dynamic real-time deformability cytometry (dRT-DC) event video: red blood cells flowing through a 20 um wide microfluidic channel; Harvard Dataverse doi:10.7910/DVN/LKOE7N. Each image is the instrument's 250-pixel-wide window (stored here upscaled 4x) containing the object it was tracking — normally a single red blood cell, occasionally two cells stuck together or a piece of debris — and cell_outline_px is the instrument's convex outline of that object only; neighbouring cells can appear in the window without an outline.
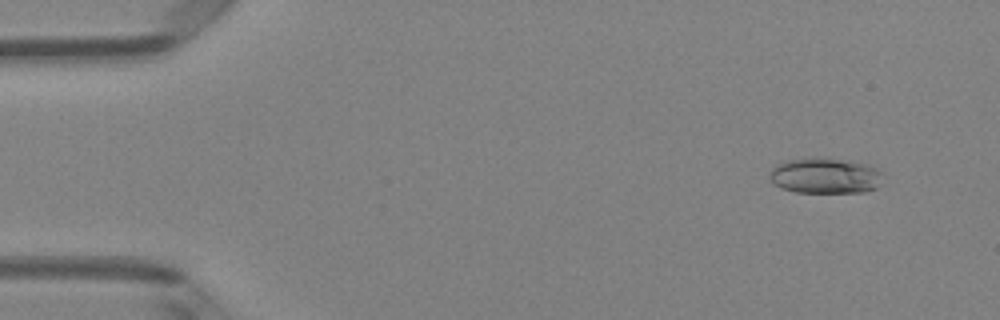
{"species": "Egyptian fruit bat (a non-hibernating species)", "species_latin": "Rousettus aegyptiacus", "temperature_condition": "room temperature", "stored_images_in_passage": 50, "camera_frame_rate_fps": 3000, "um_per_image_px": 0.085, "animal": {"sex": "female"}, "frame": {"image": 1, "passage_image": 4, "time_ms": 1.0, "image_size_px": [1000, 320], "cell_outline_px": [[884, 172], [880, 184], [876, 188], [864, 192], [796, 192], [780, 188], [768, 176], [772, 168], [788, 160], [808, 156], [816, 156], [852, 160], [868, 164], [880, 168]], "centroid_in_image_um": [70.2, 14.9], "position_along_channel_um": 14.8, "area_um2": 24.16}}
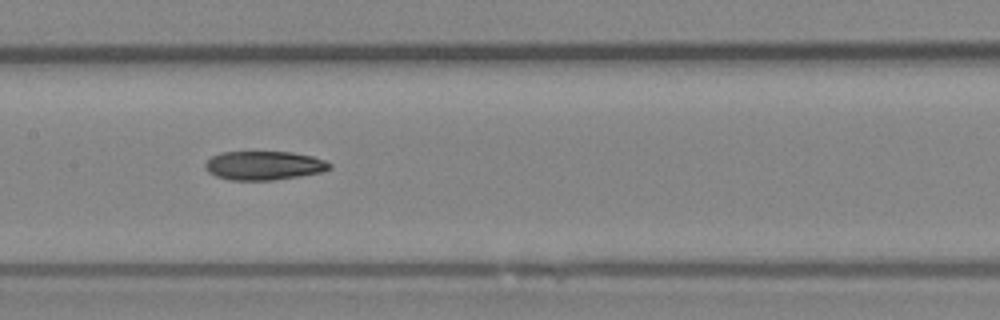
{"frame": {"image": 2, "passage_image": 25, "time_ms": 8.0, "image_size_px": [1000, 320], "cell_outline_px": [[332, 168], [324, 172], [300, 176], [272, 180], [228, 180], [216, 176], [208, 172], [204, 168], [204, 164], [212, 156], [220, 152], [292, 152], [312, 156], [324, 160], [332, 164]], "centroid_in_image_um": [22.45, 14.07], "position_along_channel_um": 185.0, "area_um2": 21.1}}
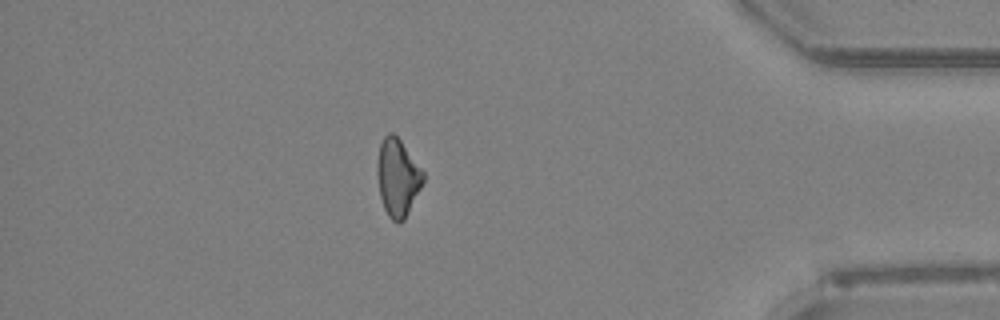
{"frame": {"image": 3, "passage_image": 44, "time_ms": 14.333, "image_size_px": [1000, 320], "cell_outline_px": [[424, 180], [404, 220], [400, 224], [396, 224], [388, 216], [384, 208], [380, 196], [376, 172], [376, 164], [380, 144], [384, 136], [388, 132], [392, 132], [400, 140], [424, 172]], "centroid_in_image_um": [33.77, 15.1], "position_along_channel_um": 401.4, "area_um2": 20.69}}